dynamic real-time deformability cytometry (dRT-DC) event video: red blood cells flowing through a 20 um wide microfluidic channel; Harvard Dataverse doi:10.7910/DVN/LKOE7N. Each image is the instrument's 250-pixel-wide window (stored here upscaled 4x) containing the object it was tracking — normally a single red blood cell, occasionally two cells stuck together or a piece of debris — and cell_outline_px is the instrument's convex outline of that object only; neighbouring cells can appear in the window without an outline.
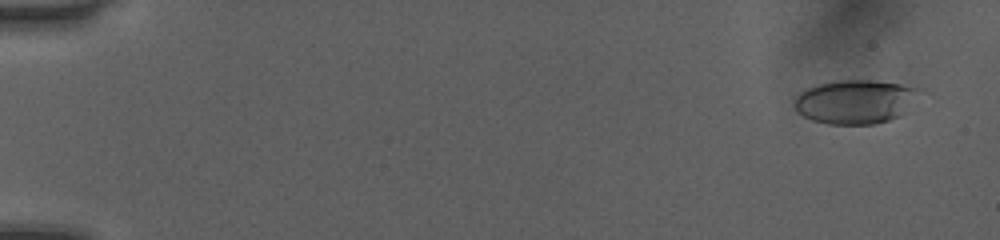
{"species": "human", "species_latin": "Homo sapiens", "temperature_condition": "room temperature", "stored_images_in_passage": 52, "camera_frame_rate_fps": 3000, "um_per_image_px": 0.085, "donor": {"sex": "female"}, "frame": {"image": 1, "passage_image": 3, "time_ms": 0.667, "image_size_px": [1000, 240], "cell_outline_px": [[924, 88], [904, 112], [900, 116], [888, 120], [872, 124], [828, 124], [812, 120], [796, 112], [792, 104], [796, 96], [800, 92], [808, 88], [820, 84], [836, 80], [872, 80], [900, 84]], "centroid_in_image_um": [72.68, 8.64], "position_along_channel_um": 12.3, "area_um2": 32.08}}
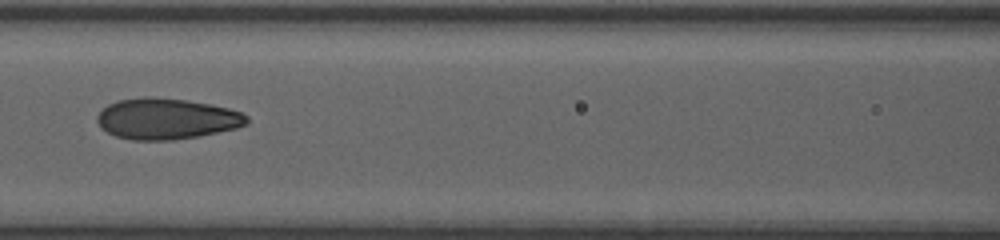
{"frame": {"image": 2, "passage_image": 25, "time_ms": 8.0, "image_size_px": [1000, 240], "cell_outline_px": [[248, 124], [236, 128], [200, 136], [172, 140], [132, 140], [116, 136], [100, 128], [96, 120], [96, 116], [108, 104], [116, 100], [144, 96], [152, 96], [188, 100], [212, 104], [244, 112], [248, 116]], "centroid_in_image_um": [14.16, 10.08], "position_along_channel_um": 152.4, "area_um2": 36.18}}
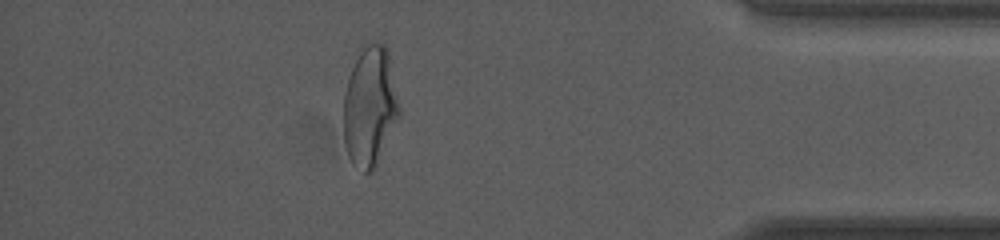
{"frame": {"image": 3, "passage_image": 46, "time_ms": 15.0, "image_size_px": [1000, 240], "cell_outline_px": [[400, 116], [372, 172], [364, 172], [352, 164], [344, 144], [344, 92], [356, 48], [360, 44], [368, 40], [372, 40], [384, 44], [388, 48], [400, 108]], "centroid_in_image_um": [31.42, 8.92], "position_along_channel_um": 403.8, "area_um2": 39.82}, "authors_computed_cell_mechanics": {"area_um2": 35.0557, "velocity_mm_per_s": 4.0851, "shape_relaxation_time_tau1_ms": 7.5516, "shape_relaxation_time_tau2_ms": 1.1206, "deformation_change_tau1": 0.247, "deformation_change_tau2": 0.0667}}